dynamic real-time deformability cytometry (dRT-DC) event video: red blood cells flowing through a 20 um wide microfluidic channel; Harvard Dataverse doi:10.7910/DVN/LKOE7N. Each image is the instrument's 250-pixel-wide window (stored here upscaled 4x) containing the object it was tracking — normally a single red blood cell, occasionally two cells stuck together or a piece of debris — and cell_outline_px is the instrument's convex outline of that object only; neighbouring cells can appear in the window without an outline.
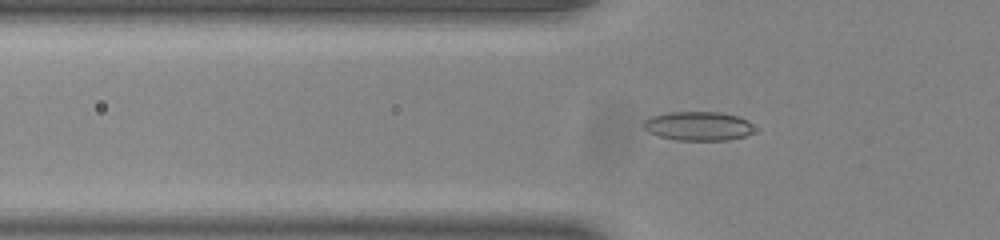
{"species": "common noctule bat (a hibernating species)", "species_latin": "Nyctalus noctula", "temperature_condition": "room temperature", "stored_images_in_passage": 40, "camera_frame_rate_fps": 3000, "um_per_image_px": 0.085, "animal": {"sex": "male", "body_mass_g": 20.0, "forearm_length_mm": 53.3}, "frame": {"image": 1, "passage_image": 5, "time_ms": 1.333, "image_size_px": [1000, 240], "cell_outline_px": [[760, 128], [756, 132], [744, 136], [728, 140], [676, 140], [660, 136], [648, 132], [644, 128], [644, 120], [652, 116], [668, 112], [720, 112], [736, 116], [748, 120]], "centroid_in_image_um": [59.43, 10.71], "position_along_channel_um": 66.4, "area_um2": 19.02}}
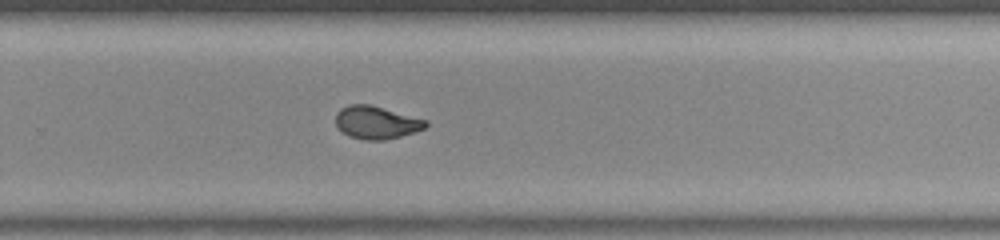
{"frame": {"image": 2, "passage_image": 23, "time_ms": 7.333, "image_size_px": [1000, 240], "cell_outline_px": [[428, 124], [424, 128], [400, 136], [384, 140], [364, 140], [348, 136], [340, 132], [336, 124], [336, 112], [340, 108], [348, 104], [372, 104], [428, 120]], "centroid_in_image_um": [31.95, 10.4], "position_along_channel_um": 297.8, "area_um2": 17.46}}
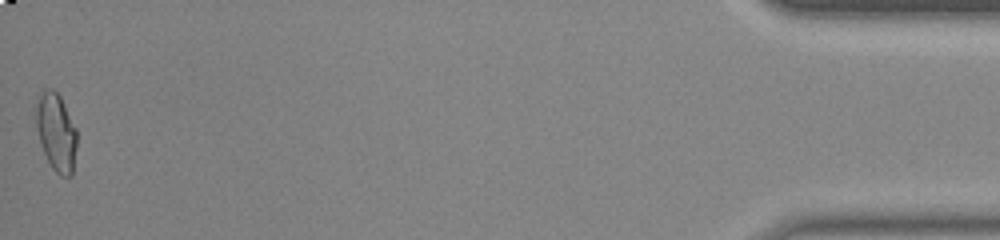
{"frame": {"image": 3, "passage_image": 40, "time_ms": 13.0, "image_size_px": [1000, 240], "cell_outline_px": [[76, 148], [72, 176], [60, 176], [52, 168], [40, 144], [36, 128], [36, 108], [40, 96], [44, 88], [52, 88], [60, 96], [76, 128]], "centroid_in_image_um": [4.78, 11.24], "position_along_channel_um": 430.4, "area_um2": 18.38}, "authors_computed_cell_mechanics": {"area_um2": 17.5423, "velocity_mm_per_s": 3.8925, "shape_relaxation_time_tau1_ms": 8.9611, "shape_relaxation_time_tau2_ms": 1.4223, "deformation_change_tau1": 0.2218, "deformation_change_tau2": 0.0543}}